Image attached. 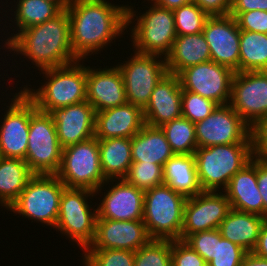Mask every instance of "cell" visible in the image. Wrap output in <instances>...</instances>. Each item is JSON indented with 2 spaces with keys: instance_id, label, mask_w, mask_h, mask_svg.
<instances>
[{
  "instance_id": "obj_31",
  "label": "cell",
  "mask_w": 267,
  "mask_h": 266,
  "mask_svg": "<svg viewBox=\"0 0 267 266\" xmlns=\"http://www.w3.org/2000/svg\"><path fill=\"white\" fill-rule=\"evenodd\" d=\"M14 4L11 6L15 9L12 11L14 14V27L13 33H11V36L8 35V38L4 41V45L2 47H5L21 30L37 25L40 23H44L45 21H48L50 19H53L56 15H58L62 10L54 3L48 0H13ZM16 2V4H15ZM16 28V29H15ZM18 31V32H17ZM16 34H15V33Z\"/></svg>"
},
{
  "instance_id": "obj_18",
  "label": "cell",
  "mask_w": 267,
  "mask_h": 266,
  "mask_svg": "<svg viewBox=\"0 0 267 266\" xmlns=\"http://www.w3.org/2000/svg\"><path fill=\"white\" fill-rule=\"evenodd\" d=\"M203 34L210 48L211 60L240 72V29L231 15L209 16Z\"/></svg>"
},
{
  "instance_id": "obj_21",
  "label": "cell",
  "mask_w": 267,
  "mask_h": 266,
  "mask_svg": "<svg viewBox=\"0 0 267 266\" xmlns=\"http://www.w3.org/2000/svg\"><path fill=\"white\" fill-rule=\"evenodd\" d=\"M51 114L62 148L94 137L96 112L87 100L60 108Z\"/></svg>"
},
{
  "instance_id": "obj_23",
  "label": "cell",
  "mask_w": 267,
  "mask_h": 266,
  "mask_svg": "<svg viewBox=\"0 0 267 266\" xmlns=\"http://www.w3.org/2000/svg\"><path fill=\"white\" fill-rule=\"evenodd\" d=\"M145 125L143 110L131 103L96 112L94 137L133 138Z\"/></svg>"
},
{
  "instance_id": "obj_16",
  "label": "cell",
  "mask_w": 267,
  "mask_h": 266,
  "mask_svg": "<svg viewBox=\"0 0 267 266\" xmlns=\"http://www.w3.org/2000/svg\"><path fill=\"white\" fill-rule=\"evenodd\" d=\"M231 209L225 193L202 191L186 199L180 240L196 232L218 229Z\"/></svg>"
},
{
  "instance_id": "obj_28",
  "label": "cell",
  "mask_w": 267,
  "mask_h": 266,
  "mask_svg": "<svg viewBox=\"0 0 267 266\" xmlns=\"http://www.w3.org/2000/svg\"><path fill=\"white\" fill-rule=\"evenodd\" d=\"M163 180L175 192L186 198L203 190L198 181L194 154H174L163 166Z\"/></svg>"
},
{
  "instance_id": "obj_1",
  "label": "cell",
  "mask_w": 267,
  "mask_h": 266,
  "mask_svg": "<svg viewBox=\"0 0 267 266\" xmlns=\"http://www.w3.org/2000/svg\"><path fill=\"white\" fill-rule=\"evenodd\" d=\"M66 10L72 51L79 60L99 54L127 31V5L109 0H74Z\"/></svg>"
},
{
  "instance_id": "obj_14",
  "label": "cell",
  "mask_w": 267,
  "mask_h": 266,
  "mask_svg": "<svg viewBox=\"0 0 267 266\" xmlns=\"http://www.w3.org/2000/svg\"><path fill=\"white\" fill-rule=\"evenodd\" d=\"M197 148L233 143H252L251 127L229 105H218L204 120L195 123Z\"/></svg>"
},
{
  "instance_id": "obj_17",
  "label": "cell",
  "mask_w": 267,
  "mask_h": 266,
  "mask_svg": "<svg viewBox=\"0 0 267 266\" xmlns=\"http://www.w3.org/2000/svg\"><path fill=\"white\" fill-rule=\"evenodd\" d=\"M105 185H108L109 189L104 188ZM102 188L108 191L106 190L107 193L104 192L103 199L100 200L99 204L95 202V205H98L96 207L98 218L126 221L143 220V190L137 189L125 179L107 180L95 191V195H99Z\"/></svg>"
},
{
  "instance_id": "obj_40",
  "label": "cell",
  "mask_w": 267,
  "mask_h": 266,
  "mask_svg": "<svg viewBox=\"0 0 267 266\" xmlns=\"http://www.w3.org/2000/svg\"><path fill=\"white\" fill-rule=\"evenodd\" d=\"M172 266H207L205 260L183 240H172Z\"/></svg>"
},
{
  "instance_id": "obj_45",
  "label": "cell",
  "mask_w": 267,
  "mask_h": 266,
  "mask_svg": "<svg viewBox=\"0 0 267 266\" xmlns=\"http://www.w3.org/2000/svg\"><path fill=\"white\" fill-rule=\"evenodd\" d=\"M267 11V0H232L230 12Z\"/></svg>"
},
{
  "instance_id": "obj_48",
  "label": "cell",
  "mask_w": 267,
  "mask_h": 266,
  "mask_svg": "<svg viewBox=\"0 0 267 266\" xmlns=\"http://www.w3.org/2000/svg\"><path fill=\"white\" fill-rule=\"evenodd\" d=\"M240 266H267V259L259 257L253 252H247Z\"/></svg>"
},
{
  "instance_id": "obj_50",
  "label": "cell",
  "mask_w": 267,
  "mask_h": 266,
  "mask_svg": "<svg viewBox=\"0 0 267 266\" xmlns=\"http://www.w3.org/2000/svg\"><path fill=\"white\" fill-rule=\"evenodd\" d=\"M54 2L61 10L67 9V7L74 1V0H48Z\"/></svg>"
},
{
  "instance_id": "obj_38",
  "label": "cell",
  "mask_w": 267,
  "mask_h": 266,
  "mask_svg": "<svg viewBox=\"0 0 267 266\" xmlns=\"http://www.w3.org/2000/svg\"><path fill=\"white\" fill-rule=\"evenodd\" d=\"M247 251L241 246L224 239L215 229L214 258L207 266H240Z\"/></svg>"
},
{
  "instance_id": "obj_35",
  "label": "cell",
  "mask_w": 267,
  "mask_h": 266,
  "mask_svg": "<svg viewBox=\"0 0 267 266\" xmlns=\"http://www.w3.org/2000/svg\"><path fill=\"white\" fill-rule=\"evenodd\" d=\"M85 266H134L135 252L123 249H85Z\"/></svg>"
},
{
  "instance_id": "obj_11",
  "label": "cell",
  "mask_w": 267,
  "mask_h": 266,
  "mask_svg": "<svg viewBox=\"0 0 267 266\" xmlns=\"http://www.w3.org/2000/svg\"><path fill=\"white\" fill-rule=\"evenodd\" d=\"M130 57L117 66L123 77L127 102L144 110L157 83L168 73L166 61L162 56L135 51Z\"/></svg>"
},
{
  "instance_id": "obj_6",
  "label": "cell",
  "mask_w": 267,
  "mask_h": 266,
  "mask_svg": "<svg viewBox=\"0 0 267 266\" xmlns=\"http://www.w3.org/2000/svg\"><path fill=\"white\" fill-rule=\"evenodd\" d=\"M186 199L164 183L144 192L143 222L151 239L180 240Z\"/></svg>"
},
{
  "instance_id": "obj_41",
  "label": "cell",
  "mask_w": 267,
  "mask_h": 266,
  "mask_svg": "<svg viewBox=\"0 0 267 266\" xmlns=\"http://www.w3.org/2000/svg\"><path fill=\"white\" fill-rule=\"evenodd\" d=\"M240 30L267 34V11L252 10L248 12H230Z\"/></svg>"
},
{
  "instance_id": "obj_39",
  "label": "cell",
  "mask_w": 267,
  "mask_h": 266,
  "mask_svg": "<svg viewBox=\"0 0 267 266\" xmlns=\"http://www.w3.org/2000/svg\"><path fill=\"white\" fill-rule=\"evenodd\" d=\"M182 116L194 124L206 119L218 106L214 101L182 89Z\"/></svg>"
},
{
  "instance_id": "obj_26",
  "label": "cell",
  "mask_w": 267,
  "mask_h": 266,
  "mask_svg": "<svg viewBox=\"0 0 267 266\" xmlns=\"http://www.w3.org/2000/svg\"><path fill=\"white\" fill-rule=\"evenodd\" d=\"M265 218L254 214L230 209L219 226V231L227 239L247 252L256 247Z\"/></svg>"
},
{
  "instance_id": "obj_44",
  "label": "cell",
  "mask_w": 267,
  "mask_h": 266,
  "mask_svg": "<svg viewBox=\"0 0 267 266\" xmlns=\"http://www.w3.org/2000/svg\"><path fill=\"white\" fill-rule=\"evenodd\" d=\"M208 16L229 15L232 0H193Z\"/></svg>"
},
{
  "instance_id": "obj_13",
  "label": "cell",
  "mask_w": 267,
  "mask_h": 266,
  "mask_svg": "<svg viewBox=\"0 0 267 266\" xmlns=\"http://www.w3.org/2000/svg\"><path fill=\"white\" fill-rule=\"evenodd\" d=\"M229 105L250 126L267 116V71L235 72Z\"/></svg>"
},
{
  "instance_id": "obj_9",
  "label": "cell",
  "mask_w": 267,
  "mask_h": 266,
  "mask_svg": "<svg viewBox=\"0 0 267 266\" xmlns=\"http://www.w3.org/2000/svg\"><path fill=\"white\" fill-rule=\"evenodd\" d=\"M56 175L68 188H85L94 192L99 189L107 180L101 168L98 139L93 137L63 148L61 166Z\"/></svg>"
},
{
  "instance_id": "obj_37",
  "label": "cell",
  "mask_w": 267,
  "mask_h": 266,
  "mask_svg": "<svg viewBox=\"0 0 267 266\" xmlns=\"http://www.w3.org/2000/svg\"><path fill=\"white\" fill-rule=\"evenodd\" d=\"M124 179L145 192L164 183L163 167L151 162H133Z\"/></svg>"
},
{
  "instance_id": "obj_42",
  "label": "cell",
  "mask_w": 267,
  "mask_h": 266,
  "mask_svg": "<svg viewBox=\"0 0 267 266\" xmlns=\"http://www.w3.org/2000/svg\"><path fill=\"white\" fill-rule=\"evenodd\" d=\"M184 242L195 250L207 264L214 258L215 229L191 234Z\"/></svg>"
},
{
  "instance_id": "obj_32",
  "label": "cell",
  "mask_w": 267,
  "mask_h": 266,
  "mask_svg": "<svg viewBox=\"0 0 267 266\" xmlns=\"http://www.w3.org/2000/svg\"><path fill=\"white\" fill-rule=\"evenodd\" d=\"M240 72L267 71V34L240 30Z\"/></svg>"
},
{
  "instance_id": "obj_36",
  "label": "cell",
  "mask_w": 267,
  "mask_h": 266,
  "mask_svg": "<svg viewBox=\"0 0 267 266\" xmlns=\"http://www.w3.org/2000/svg\"><path fill=\"white\" fill-rule=\"evenodd\" d=\"M173 14L177 36L203 32L205 21L209 17L194 2L174 9Z\"/></svg>"
},
{
  "instance_id": "obj_29",
  "label": "cell",
  "mask_w": 267,
  "mask_h": 266,
  "mask_svg": "<svg viewBox=\"0 0 267 266\" xmlns=\"http://www.w3.org/2000/svg\"><path fill=\"white\" fill-rule=\"evenodd\" d=\"M98 145L105 179H124L133 163L131 138L98 139Z\"/></svg>"
},
{
  "instance_id": "obj_15",
  "label": "cell",
  "mask_w": 267,
  "mask_h": 266,
  "mask_svg": "<svg viewBox=\"0 0 267 266\" xmlns=\"http://www.w3.org/2000/svg\"><path fill=\"white\" fill-rule=\"evenodd\" d=\"M234 71L227 66L208 61L189 66L178 76L183 90L199 94L218 105L229 104Z\"/></svg>"
},
{
  "instance_id": "obj_30",
  "label": "cell",
  "mask_w": 267,
  "mask_h": 266,
  "mask_svg": "<svg viewBox=\"0 0 267 266\" xmlns=\"http://www.w3.org/2000/svg\"><path fill=\"white\" fill-rule=\"evenodd\" d=\"M33 175L23 159L1 157L0 206L8 210L26 188Z\"/></svg>"
},
{
  "instance_id": "obj_8",
  "label": "cell",
  "mask_w": 267,
  "mask_h": 266,
  "mask_svg": "<svg viewBox=\"0 0 267 266\" xmlns=\"http://www.w3.org/2000/svg\"><path fill=\"white\" fill-rule=\"evenodd\" d=\"M65 187L56 174H34L8 210L54 229Z\"/></svg>"
},
{
  "instance_id": "obj_47",
  "label": "cell",
  "mask_w": 267,
  "mask_h": 266,
  "mask_svg": "<svg viewBox=\"0 0 267 266\" xmlns=\"http://www.w3.org/2000/svg\"><path fill=\"white\" fill-rule=\"evenodd\" d=\"M252 252L259 257L267 259V219L263 222L258 242Z\"/></svg>"
},
{
  "instance_id": "obj_4",
  "label": "cell",
  "mask_w": 267,
  "mask_h": 266,
  "mask_svg": "<svg viewBox=\"0 0 267 266\" xmlns=\"http://www.w3.org/2000/svg\"><path fill=\"white\" fill-rule=\"evenodd\" d=\"M194 156L201 189L223 192L230 179L251 161L252 143L199 147Z\"/></svg>"
},
{
  "instance_id": "obj_7",
  "label": "cell",
  "mask_w": 267,
  "mask_h": 266,
  "mask_svg": "<svg viewBox=\"0 0 267 266\" xmlns=\"http://www.w3.org/2000/svg\"><path fill=\"white\" fill-rule=\"evenodd\" d=\"M95 196V192L89 189L65 187L60 197L55 229L83 251L95 237L97 209L88 204L91 203L88 200Z\"/></svg>"
},
{
  "instance_id": "obj_25",
  "label": "cell",
  "mask_w": 267,
  "mask_h": 266,
  "mask_svg": "<svg viewBox=\"0 0 267 266\" xmlns=\"http://www.w3.org/2000/svg\"><path fill=\"white\" fill-rule=\"evenodd\" d=\"M165 61L167 71L175 75L189 66L211 61L210 48L203 32L177 36Z\"/></svg>"
},
{
  "instance_id": "obj_22",
  "label": "cell",
  "mask_w": 267,
  "mask_h": 266,
  "mask_svg": "<svg viewBox=\"0 0 267 266\" xmlns=\"http://www.w3.org/2000/svg\"><path fill=\"white\" fill-rule=\"evenodd\" d=\"M182 87L178 75L167 73L157 83L143 110L145 124L161 127L182 116Z\"/></svg>"
},
{
  "instance_id": "obj_3",
  "label": "cell",
  "mask_w": 267,
  "mask_h": 266,
  "mask_svg": "<svg viewBox=\"0 0 267 266\" xmlns=\"http://www.w3.org/2000/svg\"><path fill=\"white\" fill-rule=\"evenodd\" d=\"M85 60L41 70L45 83L38 89L22 85L21 89L35 104L39 111L52 113L63 107L86 100L87 67ZM82 62V63H80Z\"/></svg>"
},
{
  "instance_id": "obj_20",
  "label": "cell",
  "mask_w": 267,
  "mask_h": 266,
  "mask_svg": "<svg viewBox=\"0 0 267 266\" xmlns=\"http://www.w3.org/2000/svg\"><path fill=\"white\" fill-rule=\"evenodd\" d=\"M93 68L87 66L86 100L95 112L127 103L125 85L118 66Z\"/></svg>"
},
{
  "instance_id": "obj_12",
  "label": "cell",
  "mask_w": 267,
  "mask_h": 266,
  "mask_svg": "<svg viewBox=\"0 0 267 266\" xmlns=\"http://www.w3.org/2000/svg\"><path fill=\"white\" fill-rule=\"evenodd\" d=\"M0 120V155L25 160L28 149L31 115L37 110L34 102L22 91L13 93Z\"/></svg>"
},
{
  "instance_id": "obj_2",
  "label": "cell",
  "mask_w": 267,
  "mask_h": 266,
  "mask_svg": "<svg viewBox=\"0 0 267 266\" xmlns=\"http://www.w3.org/2000/svg\"><path fill=\"white\" fill-rule=\"evenodd\" d=\"M4 48L28 58L39 71L79 60L72 51L66 9L53 19L21 30Z\"/></svg>"
},
{
  "instance_id": "obj_34",
  "label": "cell",
  "mask_w": 267,
  "mask_h": 266,
  "mask_svg": "<svg viewBox=\"0 0 267 266\" xmlns=\"http://www.w3.org/2000/svg\"><path fill=\"white\" fill-rule=\"evenodd\" d=\"M172 240L151 239L135 251L134 266H172Z\"/></svg>"
},
{
  "instance_id": "obj_27",
  "label": "cell",
  "mask_w": 267,
  "mask_h": 266,
  "mask_svg": "<svg viewBox=\"0 0 267 266\" xmlns=\"http://www.w3.org/2000/svg\"><path fill=\"white\" fill-rule=\"evenodd\" d=\"M174 154L164 131L160 127L145 124L131 138V156L133 162H151L163 167L165 162Z\"/></svg>"
},
{
  "instance_id": "obj_43",
  "label": "cell",
  "mask_w": 267,
  "mask_h": 266,
  "mask_svg": "<svg viewBox=\"0 0 267 266\" xmlns=\"http://www.w3.org/2000/svg\"><path fill=\"white\" fill-rule=\"evenodd\" d=\"M252 158L267 163V116L251 127Z\"/></svg>"
},
{
  "instance_id": "obj_5",
  "label": "cell",
  "mask_w": 267,
  "mask_h": 266,
  "mask_svg": "<svg viewBox=\"0 0 267 266\" xmlns=\"http://www.w3.org/2000/svg\"><path fill=\"white\" fill-rule=\"evenodd\" d=\"M150 3V8L138 16V11L127 4V28L135 22L129 28L131 44L135 52L165 58L177 37L173 10Z\"/></svg>"
},
{
  "instance_id": "obj_10",
  "label": "cell",
  "mask_w": 267,
  "mask_h": 266,
  "mask_svg": "<svg viewBox=\"0 0 267 266\" xmlns=\"http://www.w3.org/2000/svg\"><path fill=\"white\" fill-rule=\"evenodd\" d=\"M62 150L51 113L39 111L31 115L25 162L33 174H57Z\"/></svg>"
},
{
  "instance_id": "obj_33",
  "label": "cell",
  "mask_w": 267,
  "mask_h": 266,
  "mask_svg": "<svg viewBox=\"0 0 267 266\" xmlns=\"http://www.w3.org/2000/svg\"><path fill=\"white\" fill-rule=\"evenodd\" d=\"M175 154H194L197 149L195 124L181 116L160 127Z\"/></svg>"
},
{
  "instance_id": "obj_19",
  "label": "cell",
  "mask_w": 267,
  "mask_h": 266,
  "mask_svg": "<svg viewBox=\"0 0 267 266\" xmlns=\"http://www.w3.org/2000/svg\"><path fill=\"white\" fill-rule=\"evenodd\" d=\"M151 240L143 220L96 218L95 237L86 249H123L137 251Z\"/></svg>"
},
{
  "instance_id": "obj_46",
  "label": "cell",
  "mask_w": 267,
  "mask_h": 266,
  "mask_svg": "<svg viewBox=\"0 0 267 266\" xmlns=\"http://www.w3.org/2000/svg\"><path fill=\"white\" fill-rule=\"evenodd\" d=\"M257 185L262 195L264 218L267 219V163L257 161Z\"/></svg>"
},
{
  "instance_id": "obj_24",
  "label": "cell",
  "mask_w": 267,
  "mask_h": 266,
  "mask_svg": "<svg viewBox=\"0 0 267 266\" xmlns=\"http://www.w3.org/2000/svg\"><path fill=\"white\" fill-rule=\"evenodd\" d=\"M223 192L231 209L264 217L262 195L257 185V160L252 158L239 170Z\"/></svg>"
},
{
  "instance_id": "obj_49",
  "label": "cell",
  "mask_w": 267,
  "mask_h": 266,
  "mask_svg": "<svg viewBox=\"0 0 267 266\" xmlns=\"http://www.w3.org/2000/svg\"><path fill=\"white\" fill-rule=\"evenodd\" d=\"M147 1H153L156 5L163 8H167L169 10H174L179 8L180 6L193 2V0H147Z\"/></svg>"
}]
</instances>
